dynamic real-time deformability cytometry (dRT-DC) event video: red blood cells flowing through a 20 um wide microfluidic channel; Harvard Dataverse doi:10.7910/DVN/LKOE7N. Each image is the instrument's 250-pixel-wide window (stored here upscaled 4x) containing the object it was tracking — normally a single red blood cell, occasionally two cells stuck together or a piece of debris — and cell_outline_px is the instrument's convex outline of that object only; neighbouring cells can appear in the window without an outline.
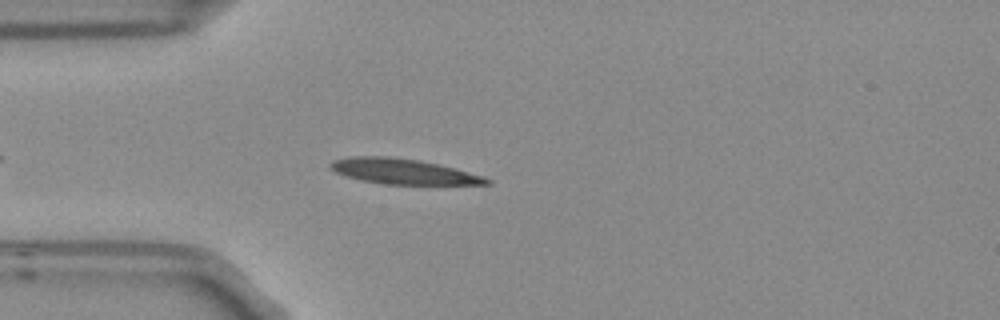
{"species": "Egyptian fruit bat (a non-hibernating species)", "species_latin": "Rousettus aegyptiacus", "temperature_condition": "room temperature", "stored_images_in_passage": 1, "camera_frame_rate_fps": 3000, "um_per_image_px": 0.085, "frame": {"image": 1, "passage_image": 1, "time_ms": 0.0, "image_size_px": [1000, 320], "cell_outline_px": [[492, 184], [384, 184], [360, 180], [344, 176], [336, 172], [328, 164], [332, 160], [352, 156], [388, 156], [420, 160], [456, 168], [484, 176], [492, 180]], "centroid_in_image_um": [34.27, 14.57], "position_along_channel_um": 50.7, "area_um2": 23.12}}